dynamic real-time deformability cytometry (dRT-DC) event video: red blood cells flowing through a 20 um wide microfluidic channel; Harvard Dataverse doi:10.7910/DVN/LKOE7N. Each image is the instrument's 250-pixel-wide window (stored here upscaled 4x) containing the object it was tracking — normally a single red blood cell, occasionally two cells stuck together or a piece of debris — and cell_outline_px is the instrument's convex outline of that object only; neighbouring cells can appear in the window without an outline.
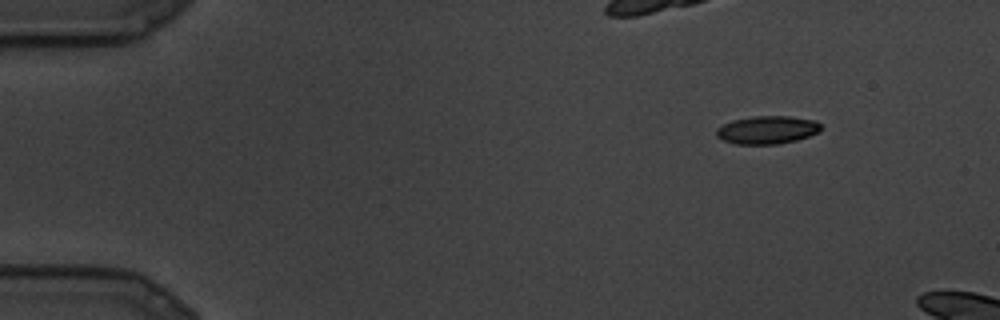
{"species": "common noctule bat (a hibernating species)", "species_latin": "Nyctalus noctula", "temperature_condition": "cold", "stored_images_in_passage": 7, "camera_frame_rate_fps": 3000, "um_per_image_px": 0.085, "animal": {"sex": "male", "body_mass_g": 19.5, "forearm_length_mm": 54.6}, "frame": {"image": 1, "passage_image": 1, "time_ms": 0.0, "image_size_px": [1000, 320], "cell_outline_px": [[820, 132], [796, 140], [780, 144], [736, 144], [724, 140], [716, 136], [716, 128], [732, 120], [756, 116], [788, 116], [816, 120], [820, 124]], "centroid_in_image_um": [65.22, 11.04], "position_along_channel_um": 19.8, "area_um2": 17.05}}